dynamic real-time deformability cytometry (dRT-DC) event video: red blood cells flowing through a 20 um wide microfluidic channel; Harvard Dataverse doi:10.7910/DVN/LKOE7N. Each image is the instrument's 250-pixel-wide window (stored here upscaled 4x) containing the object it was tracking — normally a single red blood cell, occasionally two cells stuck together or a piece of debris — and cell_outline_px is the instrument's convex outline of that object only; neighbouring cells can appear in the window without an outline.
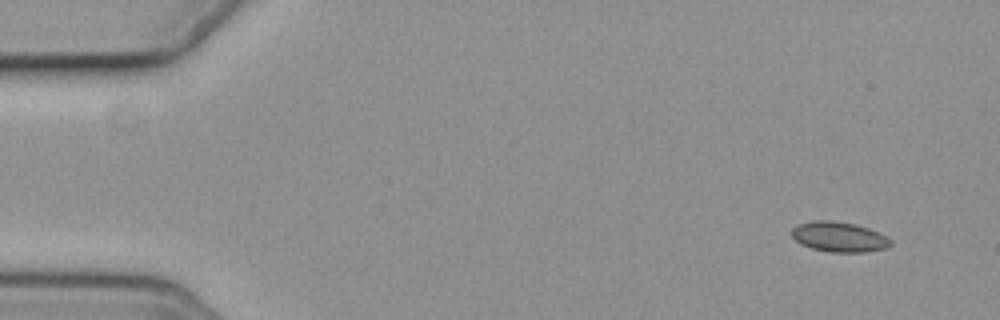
{"species": "common noctule bat (a hibernating species)", "species_latin": "Nyctalus noctula", "temperature_condition": "cold", "stored_images_in_passage": 9, "camera_frame_rate_fps": 3000, "um_per_image_px": 0.085, "animal": {"sex": "female", "body_mass_g": 19.3, "forearm_length_mm": 54.1}, "frame": {"image": 1, "passage_image": 1, "time_ms": 0.0, "image_size_px": [1000, 320], "cell_outline_px": [[892, 244], [888, 248], [864, 252], [832, 252], [812, 248], [800, 244], [792, 236], [792, 228], [796, 224], [812, 220], [832, 220], [852, 224], [868, 228], [892, 240]], "centroid_in_image_um": [71.29, 20.13], "position_along_channel_um": 13.7, "area_um2": 17.28}}
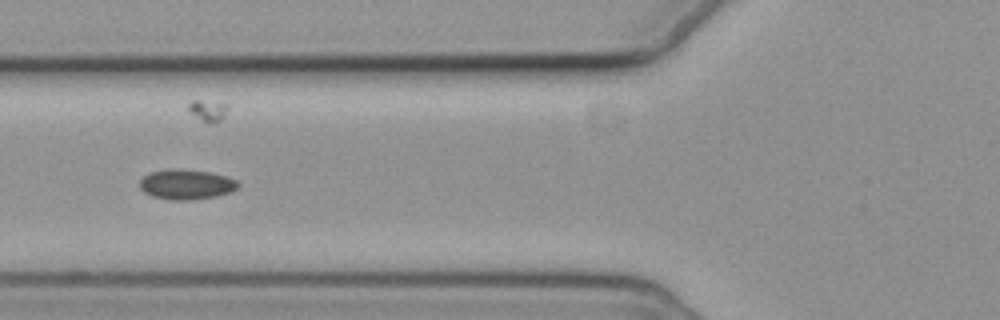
{"frame": {"image": 2, "passage_image": 6, "time_ms": 6.0, "image_size_px": [1000, 320], "cell_outline_px": [[240, 184], [232, 192], [216, 196], [192, 200], [168, 200], [152, 196], [144, 192], [140, 188], [140, 180], [148, 172], [172, 168], [212, 172], [228, 176], [236, 180]], "centroid_in_image_um": [15.84, 15.67], "position_along_channel_um": 110.0, "area_um2": 17.46}}
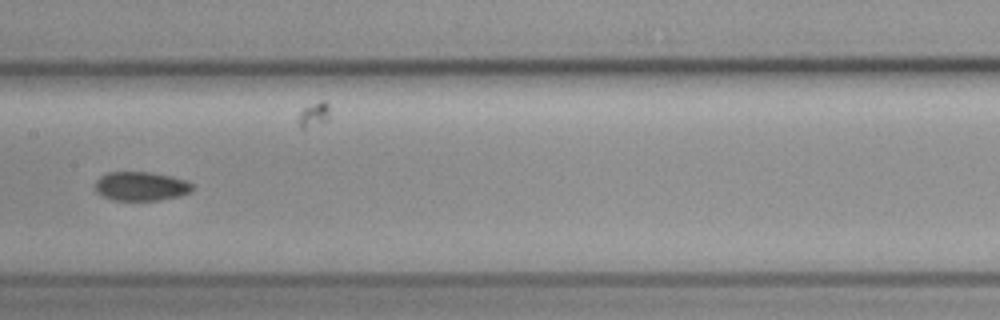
{"frame": {"image": 3, "passage_image": 8, "time_ms": 8.333, "image_size_px": [1000, 320], "cell_outline_px": [[192, 192], [180, 196], [160, 200], [112, 200], [96, 192], [96, 180], [100, 176], [108, 172], [152, 172], [172, 176], [184, 180], [192, 184]], "centroid_in_image_um": [11.99, 15.83], "position_along_channel_um": 195.4, "area_um2": 16.47}}